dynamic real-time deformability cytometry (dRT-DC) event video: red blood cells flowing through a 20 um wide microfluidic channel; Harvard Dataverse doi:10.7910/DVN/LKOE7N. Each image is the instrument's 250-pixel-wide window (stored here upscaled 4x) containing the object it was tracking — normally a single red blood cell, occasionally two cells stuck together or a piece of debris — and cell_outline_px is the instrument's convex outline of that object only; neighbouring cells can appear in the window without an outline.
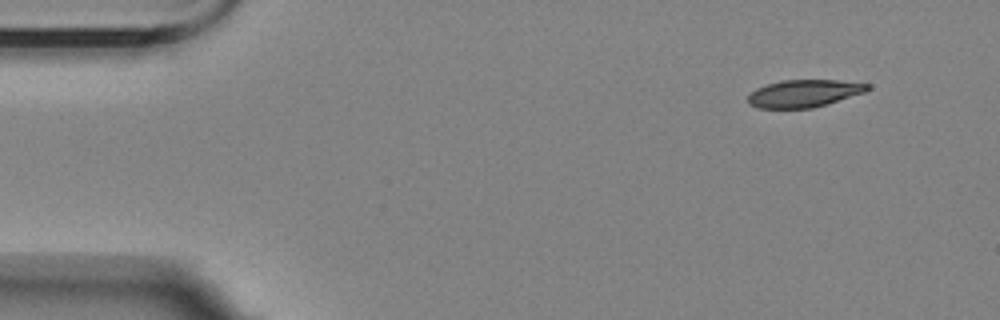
{"species": "Egyptian fruit bat (a non-hibernating species)", "species_latin": "Rousettus aegyptiacus", "temperature_condition": "room temperature", "stored_images_in_passage": 4, "camera_frame_rate_fps": 3000, "um_per_image_px": 0.085, "animal": {"sex": "female"}, "frame": {"image": 1, "passage_image": 1, "time_ms": 0.0, "image_size_px": [1000, 320], "cell_outline_px": [[872, 88], [864, 92], [812, 108], [760, 108], [748, 104], [748, 96], [756, 88], [780, 80], [840, 80], [872, 84]], "centroid_in_image_um": [68.35, 7.93], "position_along_channel_um": 16.7, "area_um2": 19.02}}
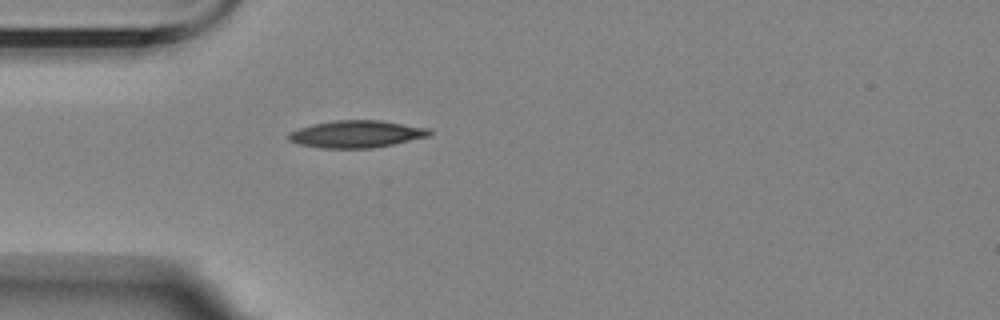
{"frame": {"image": 2, "passage_image": 4, "time_ms": 3.667, "image_size_px": [1000, 320], "cell_outline_px": [[432, 132], [428, 136], [392, 144], [372, 148], [320, 148], [300, 144], [288, 140], [288, 132], [312, 124], [336, 120], [380, 120], [428, 128]], "centroid_in_image_um": [30.26, 11.39], "position_along_channel_um": 54.7, "area_um2": 22.14}}